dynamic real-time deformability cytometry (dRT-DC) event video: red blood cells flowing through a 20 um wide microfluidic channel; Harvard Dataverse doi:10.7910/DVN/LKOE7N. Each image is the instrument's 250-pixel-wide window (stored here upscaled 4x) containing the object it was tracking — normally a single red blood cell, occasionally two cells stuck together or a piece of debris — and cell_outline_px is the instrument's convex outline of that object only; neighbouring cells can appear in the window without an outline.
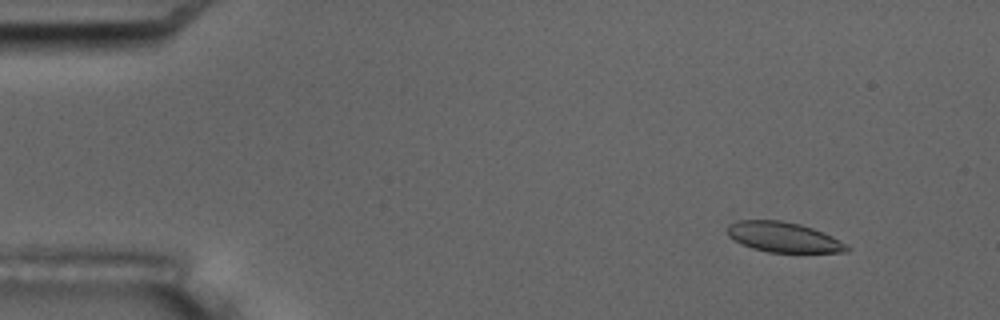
{"species": "common noctule bat (a hibernating species)", "species_latin": "Nyctalus noctula", "temperature_condition": "room temperature", "stored_images_in_passage": 4, "camera_frame_rate_fps": 3000, "um_per_image_px": 0.085, "animal": {"sex": "male", "body_mass_g": 17.5, "forearm_length_mm": 52.3}, "frame": {"image": 1, "passage_image": 1, "time_ms": 0.0, "image_size_px": [1000, 320], "cell_outline_px": [[852, 248], [848, 252], [768, 252], [752, 248], [728, 236], [728, 224], [736, 220], [780, 220], [800, 224], [812, 228], [832, 236]], "centroid_in_image_um": [66.6, 20.15], "position_along_channel_um": 18.4, "area_um2": 20.81}}
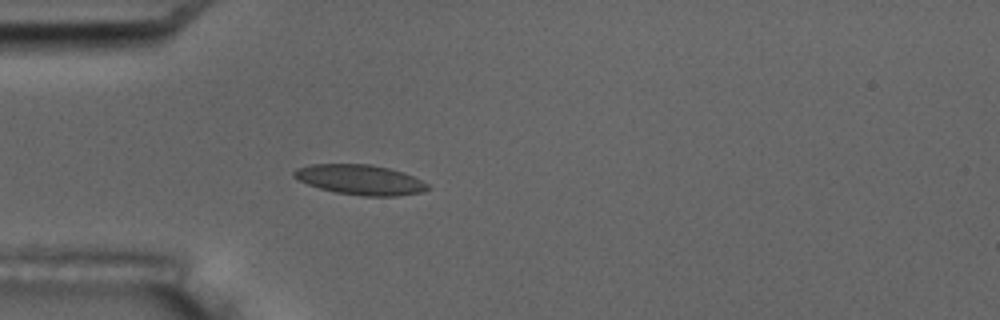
{"frame": {"image": 2, "passage_image": 4, "time_ms": 3.667, "image_size_px": [1000, 320], "cell_outline_px": [[432, 188], [424, 192], [396, 196], [360, 196], [332, 192], [308, 184], [292, 176], [292, 172], [296, 168], [308, 164], [372, 164], [388, 168], [412, 176], [428, 184]], "centroid_in_image_um": [30.59, 15.28], "position_along_channel_um": 54.4, "area_um2": 23.52}}